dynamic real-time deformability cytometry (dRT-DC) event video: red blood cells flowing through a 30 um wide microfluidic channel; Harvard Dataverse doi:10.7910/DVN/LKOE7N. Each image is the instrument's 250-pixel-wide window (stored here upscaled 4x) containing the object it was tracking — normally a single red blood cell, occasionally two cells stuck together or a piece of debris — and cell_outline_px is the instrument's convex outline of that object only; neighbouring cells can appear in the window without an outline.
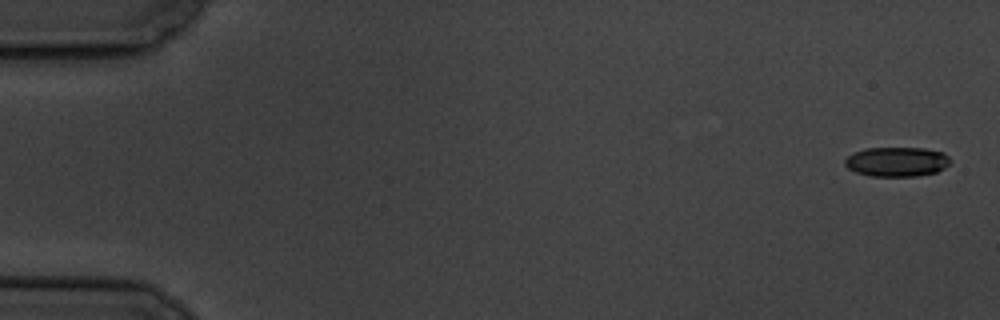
{"species": "common noctule bat (a hibernating species)", "species_latin": "Nyctalus noctula", "temperature_condition": "cold", "stored_images_in_passage": 5, "camera_frame_rate_fps": 3000, "um_per_image_px": 0.085, "animal": {"sex": "male", "body_mass_g": 19.5, "forearm_length_mm": 54.6}, "frame": {"image": 1, "passage_image": 1, "time_ms": 0.0, "image_size_px": [1000, 320], "cell_outline_px": [[952, 160], [944, 168], [936, 172], [916, 176], [868, 176], [856, 172], [848, 168], [844, 164], [844, 160], [848, 156], [864, 148], [924, 148], [944, 152]], "centroid_in_image_um": [76.24, 13.74], "position_along_channel_um": 8.8, "area_um2": 18.21}}
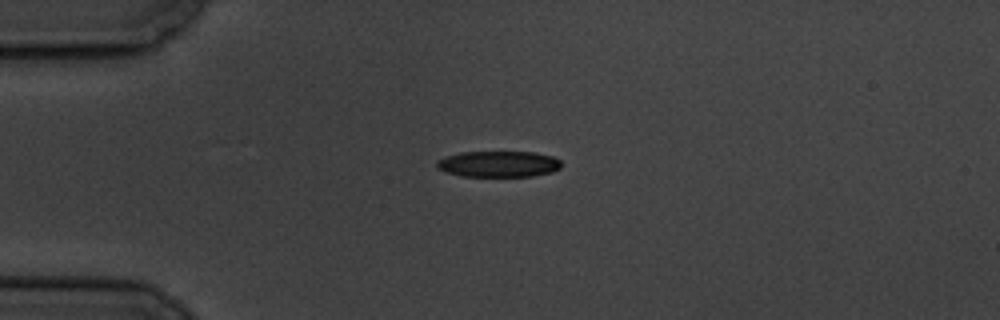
{"frame": {"image": 2, "passage_image": 4, "time_ms": 4.333, "image_size_px": [1000, 320], "cell_outline_px": [[560, 168], [552, 172], [532, 176], [460, 176], [436, 168], [436, 164], [444, 156], [460, 152], [536, 152], [552, 156], [560, 160]], "centroid_in_image_um": [42.38, 13.94], "position_along_channel_um": 42.6, "area_um2": 18.9}}